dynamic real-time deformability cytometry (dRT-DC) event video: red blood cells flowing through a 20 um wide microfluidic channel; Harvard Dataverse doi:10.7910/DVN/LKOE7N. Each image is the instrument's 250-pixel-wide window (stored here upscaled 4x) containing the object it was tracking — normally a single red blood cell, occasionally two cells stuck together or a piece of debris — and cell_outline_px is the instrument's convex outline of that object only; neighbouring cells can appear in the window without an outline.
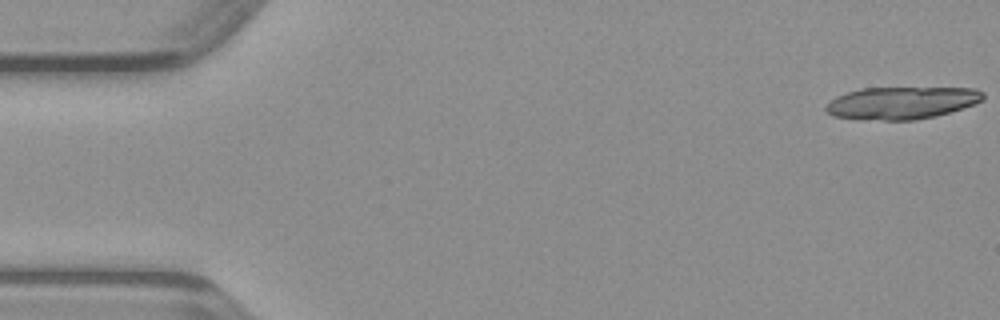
{"species": "common noctule bat (a hibernating species)", "species_latin": "Nyctalus noctula", "temperature_condition": "warm", "stored_images_in_passage": 16, "camera_frame_rate_fps": 3000, "um_per_image_px": 0.085, "animal": {"sex": "male", "body_mass_g": 23.1, "forearm_length_mm": 52.7}, "frame": {"image": 1, "passage_image": 1, "time_ms": 0.0, "image_size_px": [1000, 320], "cell_outline_px": [[984, 100], [936, 116], [916, 120], [884, 120], [832, 116], [824, 108], [836, 96], [860, 88], [976, 88], [984, 92]], "centroid_in_image_um": [76.66, 8.73], "position_along_channel_um": 8.3, "area_um2": 29.3}}